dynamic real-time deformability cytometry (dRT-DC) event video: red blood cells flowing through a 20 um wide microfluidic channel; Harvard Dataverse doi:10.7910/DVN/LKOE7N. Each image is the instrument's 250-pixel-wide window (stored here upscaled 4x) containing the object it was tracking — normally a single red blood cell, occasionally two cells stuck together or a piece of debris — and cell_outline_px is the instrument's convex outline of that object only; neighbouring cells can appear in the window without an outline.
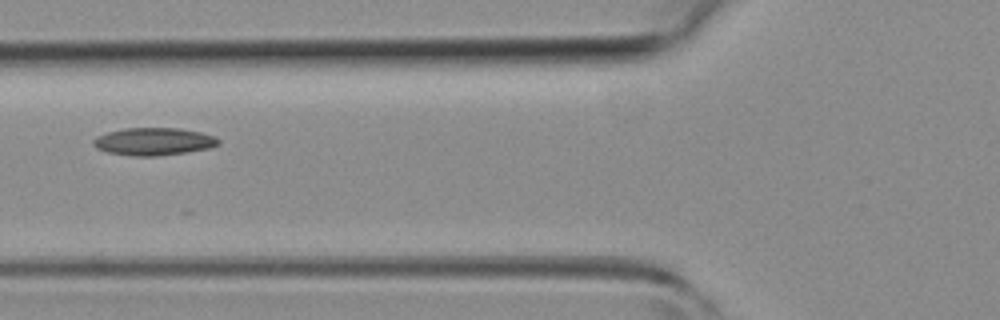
{"species": "common noctule bat (a hibernating species)", "species_latin": "Nyctalus noctula", "temperature_condition": "room temperature", "stored_images_in_passage": 5, "camera_frame_rate_fps": 3000, "um_per_image_px": 0.085, "animal": {"sex": "female", "body_mass_g": 19.3, "forearm_length_mm": 54.1}, "frame": {"image": 1, "passage_image": 5, "time_ms": 4.333, "image_size_px": [1000, 320], "cell_outline_px": [[220, 144], [208, 148], [184, 152], [156, 156], [132, 156], [108, 152], [96, 148], [92, 144], [92, 140], [96, 136], [108, 132], [124, 128], [180, 128], [200, 132], [216, 136], [220, 140]], "centroid_in_image_um": [13.05, 12.02], "position_along_channel_um": 112.8, "area_um2": 20.11}}